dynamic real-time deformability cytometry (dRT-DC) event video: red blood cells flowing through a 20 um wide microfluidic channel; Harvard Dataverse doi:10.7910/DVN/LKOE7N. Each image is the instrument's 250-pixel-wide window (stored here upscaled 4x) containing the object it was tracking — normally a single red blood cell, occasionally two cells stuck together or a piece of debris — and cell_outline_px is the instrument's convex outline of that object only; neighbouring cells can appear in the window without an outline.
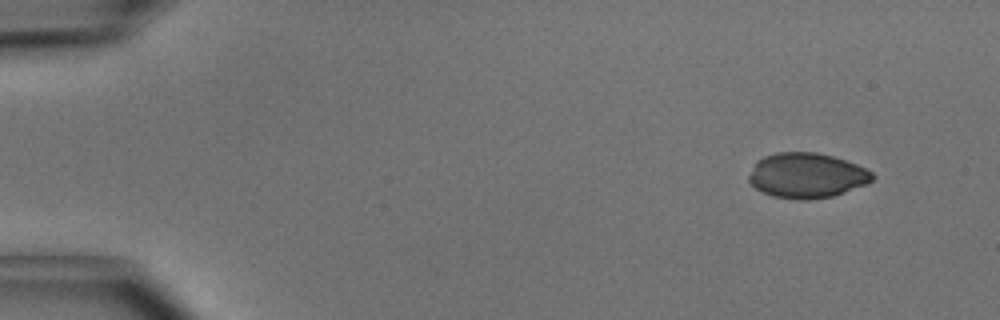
{"species": "common noctule bat (a hibernating species)", "species_latin": "Nyctalus noctula", "temperature_condition": "cold", "stored_images_in_passage": 46, "camera_frame_rate_fps": 3000, "um_per_image_px": 0.085, "animal": {"sex": "male", "body_mass_g": 15.6}, "frame": {"image": 1, "passage_image": 1, "time_ms": 0.0, "image_size_px": [1000, 320], "cell_outline_px": [[876, 176], [868, 184], [832, 196], [808, 200], [800, 200], [772, 196], [756, 188], [748, 180], [748, 176], [756, 160], [764, 156], [776, 152], [816, 152], [832, 156], [856, 164], [872, 172]], "centroid_in_image_um": [68.57, 14.91], "position_along_channel_um": 16.4, "area_um2": 32.48}}
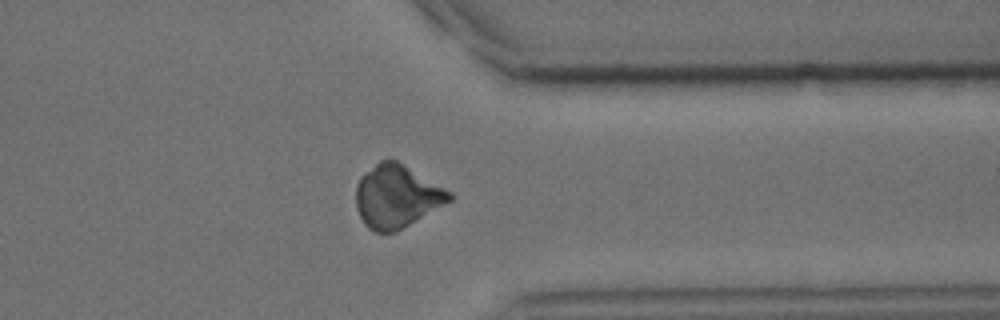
{"frame": {"image": 2, "passage_image": 36, "time_ms": 11.667, "image_size_px": [1000, 320], "cell_outline_px": [[456, 196], [452, 200], [396, 232], [376, 232], [368, 228], [364, 224], [356, 208], [356, 184], [360, 176], [380, 160], [396, 160], [452, 192]], "centroid_in_image_um": [33.71, 16.7], "position_along_channel_um": 377.7, "area_um2": 34.16}}